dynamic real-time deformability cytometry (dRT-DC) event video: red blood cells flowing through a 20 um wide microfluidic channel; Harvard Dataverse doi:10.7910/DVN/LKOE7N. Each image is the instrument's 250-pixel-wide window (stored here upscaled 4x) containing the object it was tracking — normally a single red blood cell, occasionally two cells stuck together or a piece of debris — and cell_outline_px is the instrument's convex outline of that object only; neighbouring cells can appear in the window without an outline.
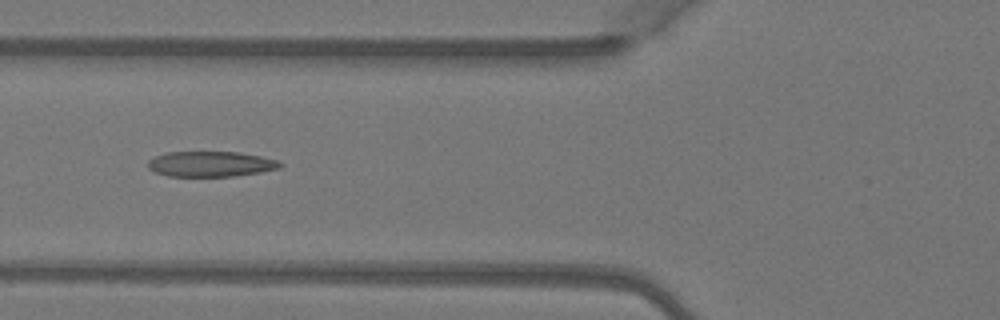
{"species": "Egyptian fruit bat (a non-hibernating species)", "species_latin": "Rousettus aegyptiacus", "temperature_condition": "warm", "stored_images_in_passage": 5, "camera_frame_rate_fps": 3000, "um_per_image_px": 0.085, "animal": {"sex": "female"}, "frame": {"image": 1, "passage_image": 5, "time_ms": 1.333, "image_size_px": [1000, 320], "cell_outline_px": [[284, 164], [280, 168], [260, 172], [236, 176], [168, 176], [156, 172], [148, 168], [148, 160], [152, 156], [164, 152], [240, 152], [260, 156], [276, 160]], "centroid_in_image_um": [17.88, 13.93], "position_along_channel_um": 107.9, "area_um2": 19.65}}